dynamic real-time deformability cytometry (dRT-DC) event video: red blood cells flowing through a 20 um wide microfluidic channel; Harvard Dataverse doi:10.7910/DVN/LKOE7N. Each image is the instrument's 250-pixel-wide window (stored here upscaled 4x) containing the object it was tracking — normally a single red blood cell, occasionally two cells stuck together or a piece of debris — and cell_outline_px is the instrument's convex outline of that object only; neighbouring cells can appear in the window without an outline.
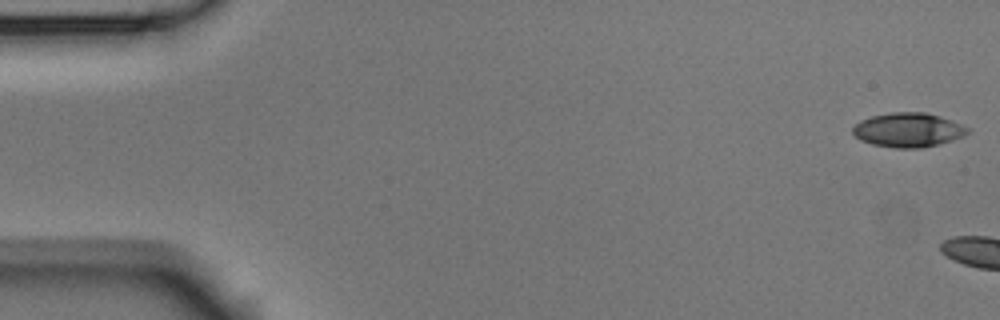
{"species": "Egyptian fruit bat (a non-hibernating species)", "species_latin": "Rousettus aegyptiacus", "temperature_condition": "room temperature", "stored_images_in_passage": 5, "camera_frame_rate_fps": 3000, "um_per_image_px": 0.085, "animal": {"sex": "male"}, "frame": {"image": 1, "passage_image": 1, "time_ms": 0.0, "image_size_px": [1000, 320], "cell_outline_px": [[972, 128], [964, 136], [952, 140], [920, 148], [896, 148], [872, 144], [860, 140], [852, 132], [852, 128], [860, 120], [872, 116], [892, 112], [924, 112], [940, 116], [952, 120]], "centroid_in_image_um": [77.21, 11.04], "position_along_channel_um": 7.8, "area_um2": 22.95}}